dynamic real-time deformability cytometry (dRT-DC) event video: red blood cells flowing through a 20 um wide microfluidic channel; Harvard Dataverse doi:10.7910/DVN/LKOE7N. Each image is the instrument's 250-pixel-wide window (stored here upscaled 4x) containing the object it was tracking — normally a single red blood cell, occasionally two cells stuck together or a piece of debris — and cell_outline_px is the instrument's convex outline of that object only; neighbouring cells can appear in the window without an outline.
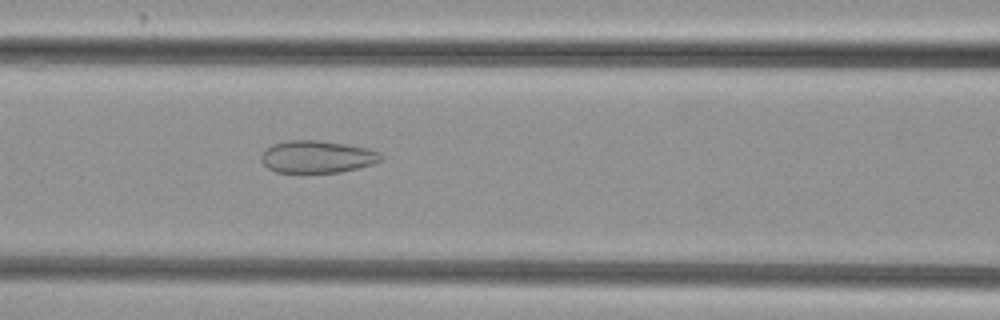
{"species": "common noctule bat (a hibernating species)", "species_latin": "Nyctalus noctula", "temperature_condition": "cold", "stored_images_in_passage": 54, "camera_frame_rate_fps": 3000, "um_per_image_px": 0.085, "animal": {"sex": "female", "body_mass_g": 29.2, "forearm_length_mm": 56.3}, "frame": {"image": 1, "passage_image": 24, "time_ms": 7.667, "image_size_px": [1000, 320], "cell_outline_px": [[384, 156], [380, 160], [372, 164], [340, 172], [276, 172], [268, 168], [260, 160], [260, 156], [272, 144], [288, 140], [320, 140], [368, 148], [380, 152]], "centroid_in_image_um": [26.95, 13.32], "position_along_channel_um": 139.6, "area_um2": 22.43}}
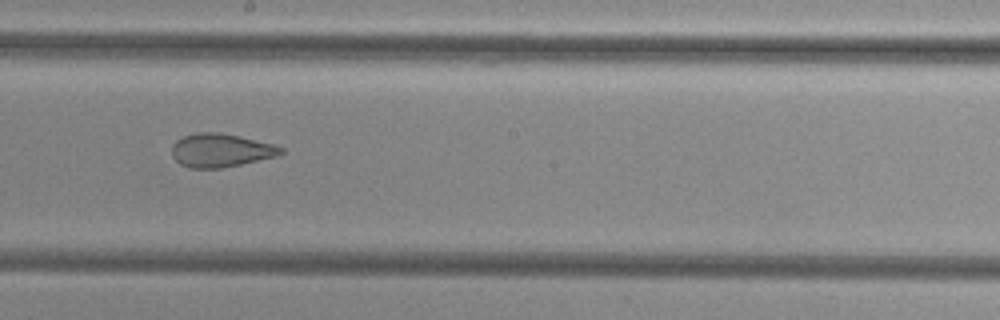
{"frame": {"image": 2, "passage_image": 31, "time_ms": 10.0, "image_size_px": [1000, 320], "cell_outline_px": [[284, 152], [276, 156], [240, 164], [220, 168], [188, 168], [180, 164], [172, 156], [172, 144], [176, 140], [184, 136], [196, 132], [220, 132], [240, 136], [276, 144], [284, 148]], "centroid_in_image_um": [18.76, 12.76], "position_along_channel_um": 229.4, "area_um2": 21.39}}
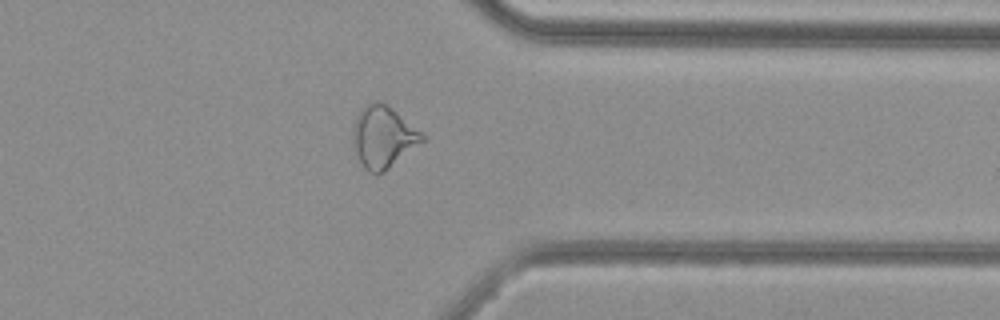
{"frame": {"image": 3, "passage_image": 43, "time_ms": 14.0, "image_size_px": [1000, 320], "cell_outline_px": [[428, 136], [424, 140], [384, 172], [376, 176], [368, 172], [364, 168], [352, 148], [352, 128], [356, 116], [360, 108], [376, 100], [380, 100], [388, 104], [424, 132]], "centroid_in_image_um": [32.56, 11.62], "position_along_channel_um": 378.8, "area_um2": 25.66}, "authors_computed_cell_mechanics": {"area_um2": 26.7903, "velocity_mm_per_s": 3.8486, "shape_relaxation_time_tau1_ms": null, "shape_relaxation_time_tau2_ms": 1.4143, "deformation_change_tau1": null, "deformation_change_tau2": 0.0942}}